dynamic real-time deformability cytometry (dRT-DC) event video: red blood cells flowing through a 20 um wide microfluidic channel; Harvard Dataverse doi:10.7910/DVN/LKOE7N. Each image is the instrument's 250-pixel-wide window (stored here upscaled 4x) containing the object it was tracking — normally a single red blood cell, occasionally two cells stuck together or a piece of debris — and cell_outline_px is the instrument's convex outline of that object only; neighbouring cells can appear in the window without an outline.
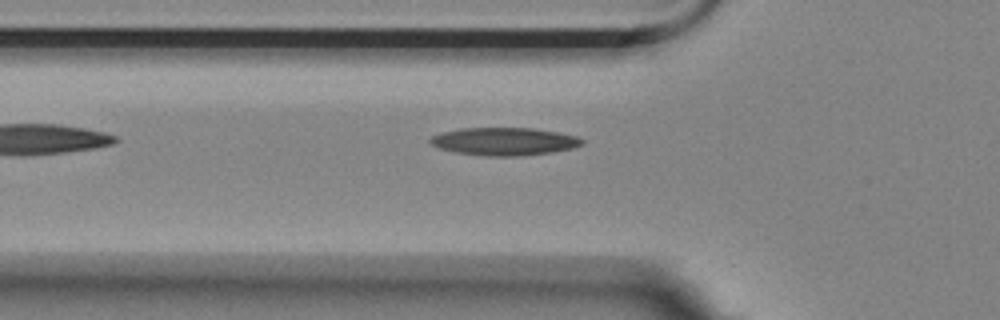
{"species": "Egyptian fruit bat (a non-hibernating species)", "species_latin": "Rousettus aegyptiacus", "temperature_condition": "room temperature", "stored_images_in_passage": 6, "camera_frame_rate_fps": 3000, "um_per_image_px": 0.085, "animal": {"sex": "female"}, "frame": {"image": 1, "passage_image": 5, "time_ms": 1.333, "image_size_px": [1000, 320], "cell_outline_px": [[584, 144], [572, 148], [552, 152], [520, 156], [488, 156], [456, 152], [440, 148], [432, 144], [428, 140], [432, 136], [440, 132], [460, 128], [532, 128], [560, 132], [580, 136], [584, 140]], "centroid_in_image_um": [42.9, 12.01], "position_along_channel_um": 82.9, "area_um2": 24.74}}
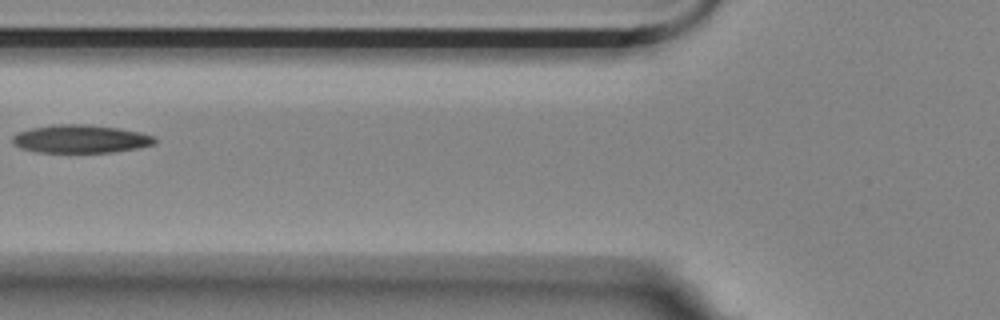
{"frame": {"image": 2, "passage_image": 6, "time_ms": 1.667, "image_size_px": [1000, 320], "cell_outline_px": [[156, 140], [152, 144], [140, 148], [112, 152], [36, 152], [20, 148], [12, 144], [12, 136], [20, 132], [32, 128], [56, 124], [88, 124], [116, 128], [140, 132], [156, 136]], "centroid_in_image_um": [6.85, 11.81], "position_along_channel_um": 119.0, "area_um2": 23.29}}